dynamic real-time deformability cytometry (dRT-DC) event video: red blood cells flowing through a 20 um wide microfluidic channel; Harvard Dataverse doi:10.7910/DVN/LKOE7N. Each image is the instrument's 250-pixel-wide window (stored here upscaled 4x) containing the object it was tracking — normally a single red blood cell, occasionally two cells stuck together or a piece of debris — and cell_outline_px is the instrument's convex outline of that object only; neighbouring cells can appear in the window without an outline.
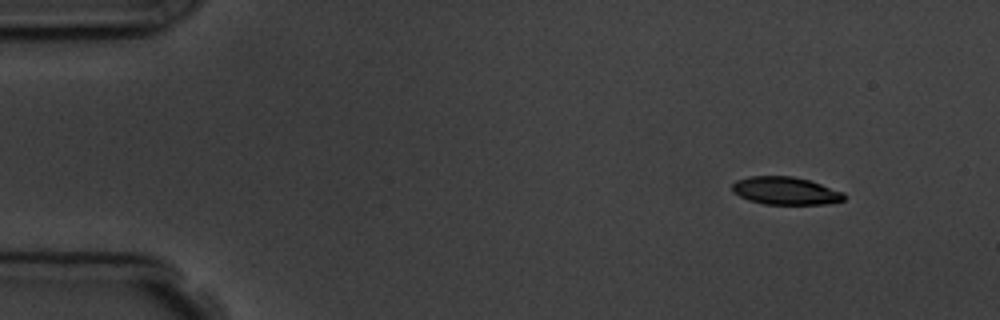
{"species": "common noctule bat (a hibernating species)", "species_latin": "Nyctalus noctula", "temperature_condition": "room temperature", "stored_images_in_passage": 5, "camera_frame_rate_fps": 3000, "um_per_image_px": 0.085, "animal": {"sex": "male", "body_mass_g": 19.5, "forearm_length_mm": 54.6}, "frame": {"image": 1, "passage_image": 1, "time_ms": 0.0, "image_size_px": [1000, 320], "cell_outline_px": [[844, 200], [824, 204], [764, 204], [748, 200], [732, 192], [732, 184], [736, 180], [748, 176], [792, 176], [808, 180], [844, 192]], "centroid_in_image_um": [66.72, 16.21], "position_along_channel_um": 18.3, "area_um2": 18.03}}
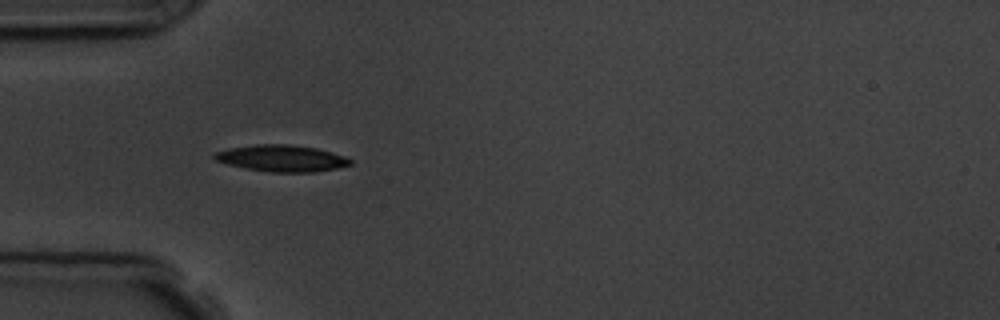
{"frame": {"image": 2, "passage_image": 4, "time_ms": 3.667, "image_size_px": [1000, 320], "cell_outline_px": [[352, 164], [336, 168], [312, 172], [272, 172], [244, 168], [228, 164], [216, 160], [212, 156], [212, 152], [228, 148], [256, 144], [288, 144], [316, 148], [344, 156], [352, 160]], "centroid_in_image_um": [23.89, 13.45], "position_along_channel_um": 61.1, "area_um2": 20.98}}